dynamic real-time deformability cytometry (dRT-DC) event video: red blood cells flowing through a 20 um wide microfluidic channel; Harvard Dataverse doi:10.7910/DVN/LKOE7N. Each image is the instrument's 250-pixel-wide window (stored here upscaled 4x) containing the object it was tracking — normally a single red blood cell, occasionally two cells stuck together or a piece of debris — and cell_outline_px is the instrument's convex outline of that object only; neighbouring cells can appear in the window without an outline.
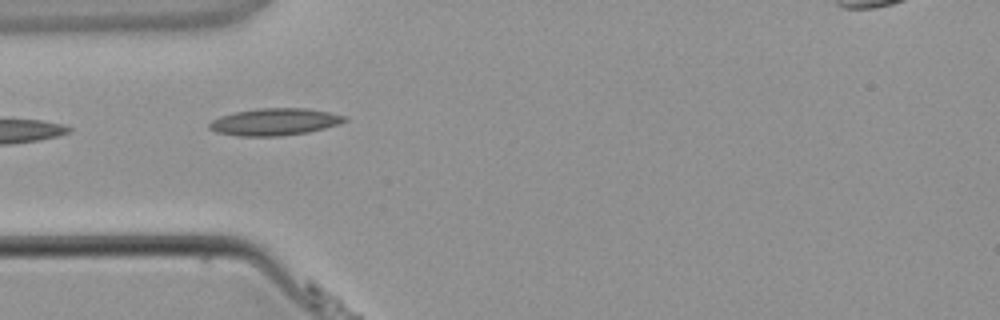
{"species": "common noctule bat (a hibernating species)", "species_latin": "Nyctalus noctula", "temperature_condition": "warm", "stored_images_in_passage": 3, "segment_of_instrument_passage": [1, 2], "camera_frame_rate_fps": 3000, "um_per_image_px": 0.085, "animal": {"sex": "male", "body_mass_g": 21.5, "forearm_length_mm": 52.0}, "frame": {"image": 1, "passage_image": 2, "time_ms": 1.333, "image_size_px": [1000, 320], "cell_outline_px": [[348, 120], [340, 124], [308, 132], [280, 136], [236, 136], [216, 132], [208, 128], [208, 124], [212, 120], [220, 116], [236, 112], [260, 108], [308, 108], [328, 112], [344, 116]], "centroid_in_image_um": [23.33, 10.36], "position_along_channel_um": 61.7, "area_um2": 21.33}}